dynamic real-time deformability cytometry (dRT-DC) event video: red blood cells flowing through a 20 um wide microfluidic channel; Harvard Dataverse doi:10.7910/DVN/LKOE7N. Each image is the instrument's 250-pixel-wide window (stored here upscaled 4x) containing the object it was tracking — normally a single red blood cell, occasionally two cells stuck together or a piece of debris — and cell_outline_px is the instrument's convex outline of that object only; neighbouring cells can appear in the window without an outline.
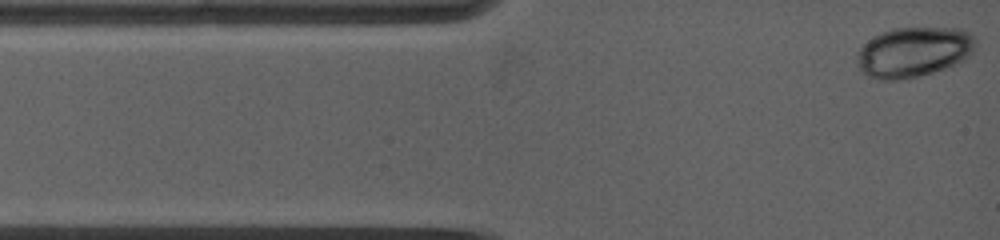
{"species": "common noctule bat (a hibernating species)", "species_latin": "Nyctalus noctula", "temperature_condition": "warm", "stored_images_in_passage": 7, "camera_frame_rate_fps": 5000, "um_per_image_px": 0.085, "animal": {"sex": "female", "body_mass_g": 19.0, "forearm_length_mm": 53.3}, "frame": {"image": 1, "passage_image": 1, "time_ms": 0.0, "image_size_px": [1000, 240], "cell_outline_px": [[976, 44], [972, 52], [960, 64], [920, 76], [900, 80], [880, 80], [868, 76], [860, 72], [856, 56], [860, 48], [872, 36], [880, 32], [892, 28], [964, 28], [976, 36]], "centroid_in_image_um": [77.68, 4.42], "position_along_channel_um": 7.3, "area_um2": 35.32}}
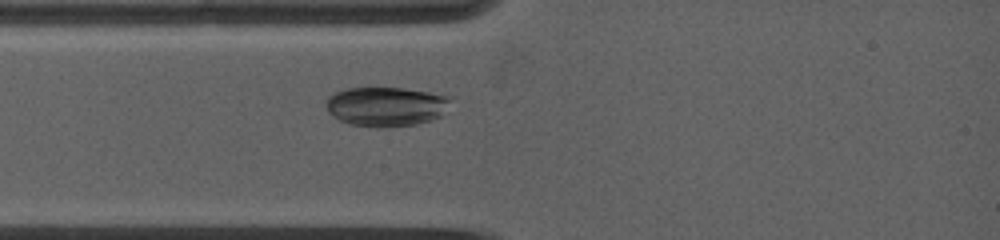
{"frame": {"image": 2, "passage_image": 5, "time_ms": 2.4, "image_size_px": [1000, 240], "cell_outline_px": [[452, 96], [440, 116], [432, 120], [416, 124], [384, 128], [376, 128], [348, 124], [332, 116], [328, 112], [324, 104], [328, 96], [332, 92], [348, 88], [404, 88]], "centroid_in_image_um": [32.75, 9.06], "position_along_channel_um": 52.3, "area_um2": 28.9}}
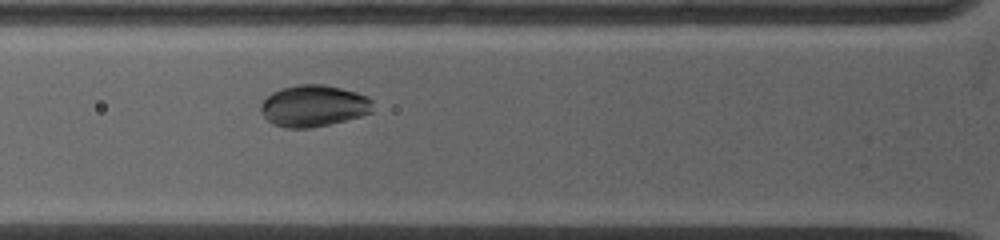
{"frame": {"image": 3, "passage_image": 7, "time_ms": 3.6, "image_size_px": [1000, 240], "cell_outline_px": [[372, 112], [360, 116], [312, 128], [284, 128], [272, 124], [260, 112], [260, 104], [272, 92], [280, 88], [296, 84], [324, 84], [356, 92], [372, 100]], "centroid_in_image_um": [26.61, 9.0], "position_along_channel_um": 99.2, "area_um2": 27.17}}